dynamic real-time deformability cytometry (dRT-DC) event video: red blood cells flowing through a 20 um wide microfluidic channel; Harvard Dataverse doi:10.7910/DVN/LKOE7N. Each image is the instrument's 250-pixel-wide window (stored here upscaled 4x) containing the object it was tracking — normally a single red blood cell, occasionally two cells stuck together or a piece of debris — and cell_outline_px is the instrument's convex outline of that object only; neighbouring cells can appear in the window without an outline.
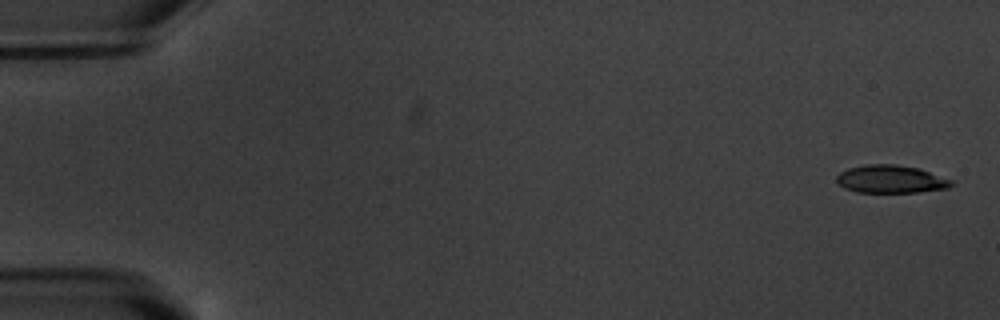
{"species": "common noctule bat (a hibernating species)", "species_latin": "Nyctalus noctula", "temperature_condition": "warm", "stored_images_in_passage": 15, "camera_frame_rate_fps": 3000, "um_per_image_px": 0.085, "animal": {"sex": "male", "body_mass_g": 20.1, "forearm_length_mm": 53.5}, "frame": {"image": 1, "passage_image": 1, "time_ms": 0.0, "image_size_px": [1000, 320], "cell_outline_px": [[952, 184], [948, 188], [916, 192], [856, 192], [844, 188], [836, 180], [836, 176], [840, 172], [848, 168], [864, 164], [896, 164], [920, 168], [952, 180]], "centroid_in_image_um": [75.7, 15.22], "position_along_channel_um": 9.3, "area_um2": 18.67}}
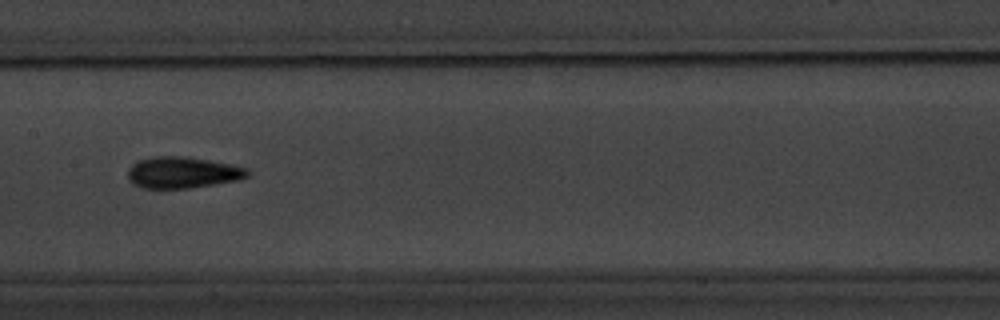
{"frame": {"image": 2, "passage_image": 9, "time_ms": 9.333, "image_size_px": [1000, 320], "cell_outline_px": [[248, 176], [240, 180], [188, 188], [144, 188], [128, 180], [128, 168], [132, 164], [140, 160], [152, 156], [188, 156], [232, 164], [248, 168]], "centroid_in_image_um": [15.54, 14.65], "position_along_channel_um": 191.9, "area_um2": 21.96}}
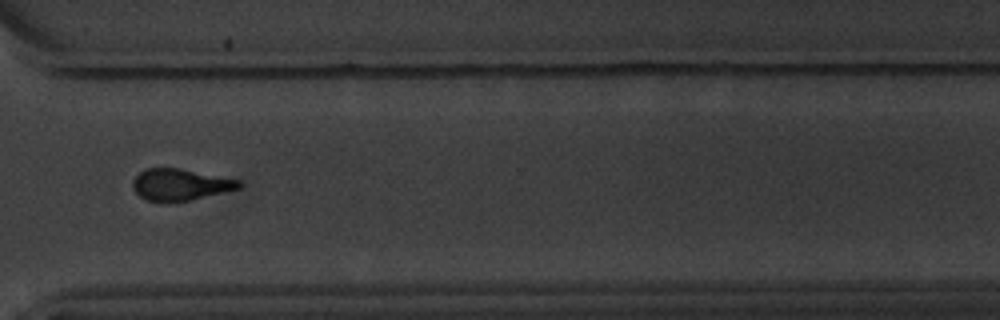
{"frame": {"image": 3, "passage_image": 13, "time_ms": 14.0, "image_size_px": [1000, 320], "cell_outline_px": [[244, 184], [240, 188], [188, 200], [168, 204], [148, 200], [140, 196], [132, 188], [132, 180], [140, 172], [148, 168], [180, 168], [240, 180]], "centroid_in_image_um": [15.3, 15.7], "position_along_channel_um": 355.3, "area_um2": 19.65}}